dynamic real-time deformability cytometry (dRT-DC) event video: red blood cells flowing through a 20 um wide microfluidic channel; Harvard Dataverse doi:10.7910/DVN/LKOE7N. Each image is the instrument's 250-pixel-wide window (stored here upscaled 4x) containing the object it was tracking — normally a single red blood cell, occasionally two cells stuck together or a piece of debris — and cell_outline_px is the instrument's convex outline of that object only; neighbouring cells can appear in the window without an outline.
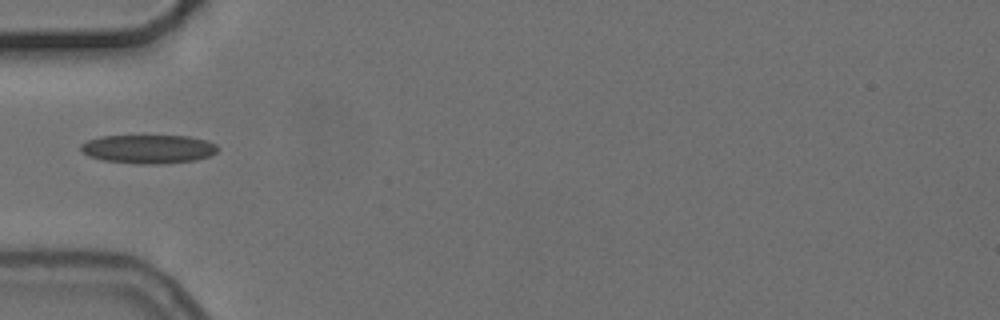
{"species": "common noctule bat (a hibernating species)", "species_latin": "Nyctalus noctula", "temperature_condition": "cold", "stored_images_in_passage": 1, "camera_frame_rate_fps": 3000, "um_per_image_px": 0.085, "animal": {"sex": "female", "body_mass_g": 24.6, "forearm_length_mm": 56.2}, "frame": {"image": 1, "passage_image": 1, "time_ms": 0.0, "image_size_px": [1000, 320], "cell_outline_px": [[220, 148], [216, 152], [208, 156], [196, 160], [164, 164], [136, 164], [104, 160], [88, 156], [80, 148], [80, 144], [88, 140], [100, 136], [188, 136], [208, 140], [216, 144]], "centroid_in_image_um": [12.64, 12.67], "position_along_channel_um": 72.4, "area_um2": 23.06}}